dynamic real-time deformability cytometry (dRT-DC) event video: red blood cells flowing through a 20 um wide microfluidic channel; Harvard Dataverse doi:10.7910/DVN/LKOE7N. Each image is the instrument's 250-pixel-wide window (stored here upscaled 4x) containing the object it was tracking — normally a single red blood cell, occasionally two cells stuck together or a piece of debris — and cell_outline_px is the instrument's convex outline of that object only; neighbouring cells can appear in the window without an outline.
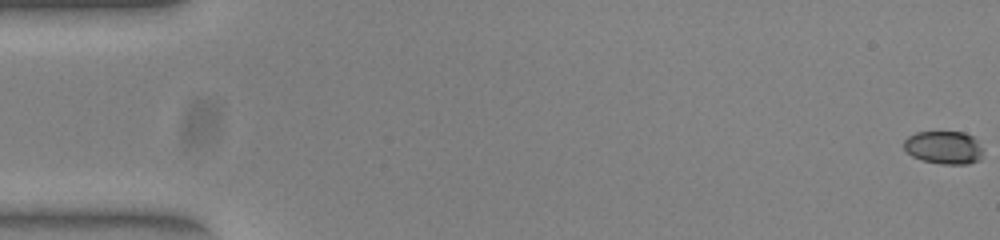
{"species": "common noctule bat (a hibernating species)", "species_latin": "Nyctalus noctula", "temperature_condition": "warm", "stored_images_in_passage": 53, "camera_frame_rate_fps": 3000, "um_per_image_px": 0.085, "animal": {"sex": "female", "body_mass_g": 23.0, "forearm_length_mm": 53.4}, "frame": {"image": 1, "passage_image": 1, "time_ms": 0.0, "image_size_px": [1000, 240], "cell_outline_px": [[984, 148], [980, 160], [968, 164], [940, 164], [920, 160], [912, 156], [904, 148], [904, 140], [908, 136], [916, 132], [964, 132], [972, 136]], "centroid_in_image_um": [80.24, 12.54], "position_along_channel_um": 4.8, "area_um2": 15.43}}
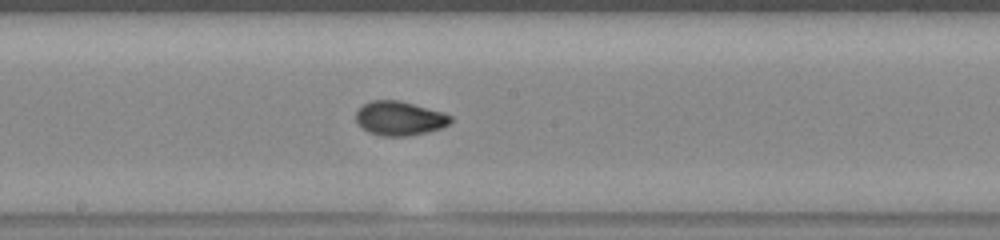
{"frame": {"image": 2, "passage_image": 29, "time_ms": 9.333, "image_size_px": [1000, 240], "cell_outline_px": [[452, 120], [448, 124], [440, 128], [428, 132], [408, 136], [380, 136], [368, 132], [356, 120], [356, 112], [364, 104], [372, 100], [396, 100], [444, 112], [452, 116]], "centroid_in_image_um": [33.97, 10.07], "position_along_channel_um": 214.2, "area_um2": 18.67}}
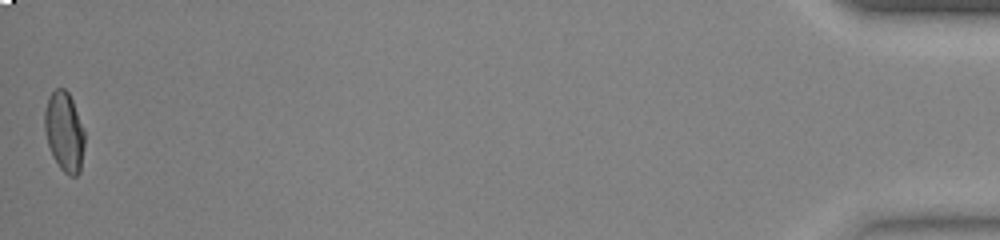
{"frame": {"image": 3, "passage_image": 53, "time_ms": 17.333, "image_size_px": [1000, 240], "cell_outline_px": [[84, 144], [80, 172], [76, 176], [68, 176], [60, 168], [52, 156], [48, 144], [44, 128], [44, 112], [48, 100], [52, 92], [56, 88], [64, 88], [68, 92], [72, 100], [84, 132]], "centroid_in_image_um": [5.46, 11.22], "position_along_channel_um": 429.7, "area_um2": 18.38}, "authors_computed_cell_mechanics": {"area_um2": 18.2648, "velocity_mm_per_s": 3.9574, "shape_relaxation_time_tau1_ms": 5.7778, "shape_relaxation_time_tau2_ms": 0.7732, "deformation_change_tau1": 0.1866, "deformation_change_tau2": 0.0391}}